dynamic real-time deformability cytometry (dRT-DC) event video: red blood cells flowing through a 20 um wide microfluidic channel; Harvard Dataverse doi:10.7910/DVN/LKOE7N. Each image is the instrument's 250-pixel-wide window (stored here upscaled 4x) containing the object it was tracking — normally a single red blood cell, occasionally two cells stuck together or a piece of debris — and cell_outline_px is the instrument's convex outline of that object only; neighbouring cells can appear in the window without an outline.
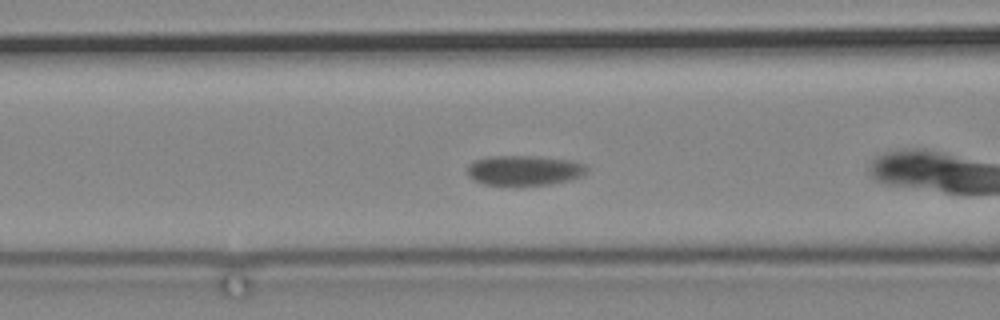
{"species": "common noctule bat (a hibernating species)", "species_latin": "Nyctalus noctula", "temperature_condition": "cold", "stored_images_in_passage": 8, "camera_frame_rate_fps": 3000, "um_per_image_px": 0.085, "animal": {"sex": "male", "body_mass_g": 19.2, "forearm_length_mm": 51.8}, "frame": {"image": 1, "passage_image": 4, "time_ms": 1.0, "image_size_px": [1000, 320], "cell_outline_px": [[588, 168], [584, 176], [572, 180], [552, 184], [484, 184], [472, 180], [468, 176], [468, 164], [476, 160], [488, 156], [532, 156], [572, 160], [584, 164]], "centroid_in_image_um": [44.59, 14.47], "position_along_channel_um": 122.0, "area_um2": 20.87}}
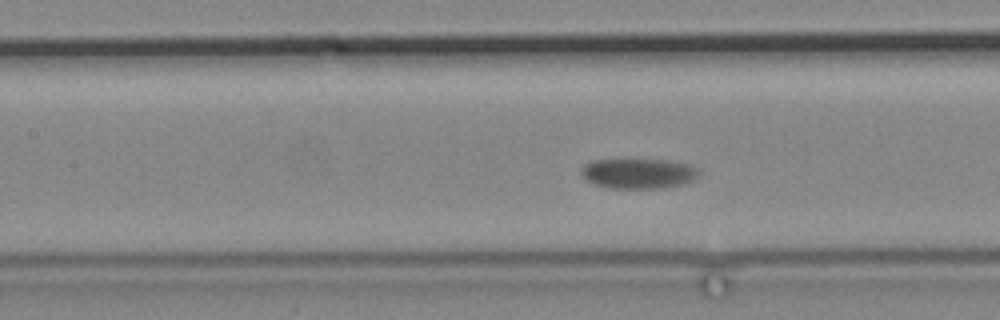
{"frame": {"image": 2, "passage_image": 7, "time_ms": 2.0, "image_size_px": [1000, 320], "cell_outline_px": [[700, 176], [684, 184], [660, 188], [608, 188], [596, 184], [588, 180], [580, 172], [580, 168], [584, 164], [592, 160], [668, 160], [688, 164], [700, 168]], "centroid_in_image_um": [54.31, 14.74], "position_along_channel_um": 153.1, "area_um2": 20.69}}